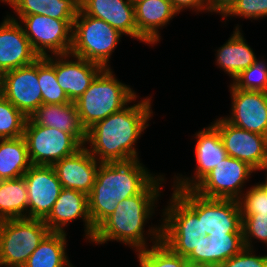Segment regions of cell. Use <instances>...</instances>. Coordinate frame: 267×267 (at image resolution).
<instances>
[{
    "instance_id": "obj_1",
    "label": "cell",
    "mask_w": 267,
    "mask_h": 267,
    "mask_svg": "<svg viewBox=\"0 0 267 267\" xmlns=\"http://www.w3.org/2000/svg\"><path fill=\"white\" fill-rule=\"evenodd\" d=\"M148 96L94 124L86 131L85 148L100 163L139 159L135 144L153 116ZM89 145V146H86Z\"/></svg>"
},
{
    "instance_id": "obj_2",
    "label": "cell",
    "mask_w": 267,
    "mask_h": 267,
    "mask_svg": "<svg viewBox=\"0 0 267 267\" xmlns=\"http://www.w3.org/2000/svg\"><path fill=\"white\" fill-rule=\"evenodd\" d=\"M164 179V175H158L140 194L118 203L115 211L95 229L91 242L102 245L109 241H117L129 246L130 249L133 248L134 251L146 249L160 242L161 224L154 225L155 227L149 225L147 231L144 228L155 213L157 201L160 199L158 197H162L160 195ZM148 239L152 245H148Z\"/></svg>"
},
{
    "instance_id": "obj_3",
    "label": "cell",
    "mask_w": 267,
    "mask_h": 267,
    "mask_svg": "<svg viewBox=\"0 0 267 267\" xmlns=\"http://www.w3.org/2000/svg\"><path fill=\"white\" fill-rule=\"evenodd\" d=\"M140 161L100 163L93 189L88 194V210L96 229L122 200L140 194L156 177Z\"/></svg>"
},
{
    "instance_id": "obj_4",
    "label": "cell",
    "mask_w": 267,
    "mask_h": 267,
    "mask_svg": "<svg viewBox=\"0 0 267 267\" xmlns=\"http://www.w3.org/2000/svg\"><path fill=\"white\" fill-rule=\"evenodd\" d=\"M113 73L112 68H103L74 102L81 125L86 131L137 100L136 91L130 85L120 82Z\"/></svg>"
},
{
    "instance_id": "obj_5",
    "label": "cell",
    "mask_w": 267,
    "mask_h": 267,
    "mask_svg": "<svg viewBox=\"0 0 267 267\" xmlns=\"http://www.w3.org/2000/svg\"><path fill=\"white\" fill-rule=\"evenodd\" d=\"M122 36L123 34L104 20L86 15L79 8L73 22L70 53L95 62L103 68H111L109 59Z\"/></svg>"
},
{
    "instance_id": "obj_6",
    "label": "cell",
    "mask_w": 267,
    "mask_h": 267,
    "mask_svg": "<svg viewBox=\"0 0 267 267\" xmlns=\"http://www.w3.org/2000/svg\"><path fill=\"white\" fill-rule=\"evenodd\" d=\"M49 232L41 219L0 221V267H23Z\"/></svg>"
},
{
    "instance_id": "obj_7",
    "label": "cell",
    "mask_w": 267,
    "mask_h": 267,
    "mask_svg": "<svg viewBox=\"0 0 267 267\" xmlns=\"http://www.w3.org/2000/svg\"><path fill=\"white\" fill-rule=\"evenodd\" d=\"M162 211L161 241L174 253L187 257L202 235L201 219L173 192Z\"/></svg>"
},
{
    "instance_id": "obj_8",
    "label": "cell",
    "mask_w": 267,
    "mask_h": 267,
    "mask_svg": "<svg viewBox=\"0 0 267 267\" xmlns=\"http://www.w3.org/2000/svg\"><path fill=\"white\" fill-rule=\"evenodd\" d=\"M173 192L201 219L202 235L210 232H243L238 200L207 198L192 189Z\"/></svg>"
},
{
    "instance_id": "obj_9",
    "label": "cell",
    "mask_w": 267,
    "mask_h": 267,
    "mask_svg": "<svg viewBox=\"0 0 267 267\" xmlns=\"http://www.w3.org/2000/svg\"><path fill=\"white\" fill-rule=\"evenodd\" d=\"M8 16L13 20H20L18 22L21 23L26 37L39 57L49 56V53L51 55L70 53L74 20H59L39 14Z\"/></svg>"
},
{
    "instance_id": "obj_10",
    "label": "cell",
    "mask_w": 267,
    "mask_h": 267,
    "mask_svg": "<svg viewBox=\"0 0 267 267\" xmlns=\"http://www.w3.org/2000/svg\"><path fill=\"white\" fill-rule=\"evenodd\" d=\"M23 137L32 165L53 166L75 154L83 146L69 133L38 125L27 118Z\"/></svg>"
},
{
    "instance_id": "obj_11",
    "label": "cell",
    "mask_w": 267,
    "mask_h": 267,
    "mask_svg": "<svg viewBox=\"0 0 267 267\" xmlns=\"http://www.w3.org/2000/svg\"><path fill=\"white\" fill-rule=\"evenodd\" d=\"M256 172L248 163L226 156L192 190L207 198L238 200Z\"/></svg>"
},
{
    "instance_id": "obj_12",
    "label": "cell",
    "mask_w": 267,
    "mask_h": 267,
    "mask_svg": "<svg viewBox=\"0 0 267 267\" xmlns=\"http://www.w3.org/2000/svg\"><path fill=\"white\" fill-rule=\"evenodd\" d=\"M213 122L227 156L248 163L256 171L267 170V136L238 128L221 116Z\"/></svg>"
},
{
    "instance_id": "obj_13",
    "label": "cell",
    "mask_w": 267,
    "mask_h": 267,
    "mask_svg": "<svg viewBox=\"0 0 267 267\" xmlns=\"http://www.w3.org/2000/svg\"><path fill=\"white\" fill-rule=\"evenodd\" d=\"M0 94L27 118L42 104L38 59L0 75Z\"/></svg>"
},
{
    "instance_id": "obj_14",
    "label": "cell",
    "mask_w": 267,
    "mask_h": 267,
    "mask_svg": "<svg viewBox=\"0 0 267 267\" xmlns=\"http://www.w3.org/2000/svg\"><path fill=\"white\" fill-rule=\"evenodd\" d=\"M194 135L196 138L195 157L196 168L194 175L191 177L182 174H174L173 190L193 189L212 169L215 168L226 156V150L221 140L218 129L211 123L197 131Z\"/></svg>"
},
{
    "instance_id": "obj_15",
    "label": "cell",
    "mask_w": 267,
    "mask_h": 267,
    "mask_svg": "<svg viewBox=\"0 0 267 267\" xmlns=\"http://www.w3.org/2000/svg\"><path fill=\"white\" fill-rule=\"evenodd\" d=\"M27 186V218L44 220L63 187L53 166L32 165L23 175Z\"/></svg>"
},
{
    "instance_id": "obj_16",
    "label": "cell",
    "mask_w": 267,
    "mask_h": 267,
    "mask_svg": "<svg viewBox=\"0 0 267 267\" xmlns=\"http://www.w3.org/2000/svg\"><path fill=\"white\" fill-rule=\"evenodd\" d=\"M45 58L54 66L57 82L70 102L78 100L103 69L101 65L71 53L49 55Z\"/></svg>"
},
{
    "instance_id": "obj_17",
    "label": "cell",
    "mask_w": 267,
    "mask_h": 267,
    "mask_svg": "<svg viewBox=\"0 0 267 267\" xmlns=\"http://www.w3.org/2000/svg\"><path fill=\"white\" fill-rule=\"evenodd\" d=\"M229 87L231 112L224 119L238 128L267 136V93L237 89L231 83Z\"/></svg>"
},
{
    "instance_id": "obj_18",
    "label": "cell",
    "mask_w": 267,
    "mask_h": 267,
    "mask_svg": "<svg viewBox=\"0 0 267 267\" xmlns=\"http://www.w3.org/2000/svg\"><path fill=\"white\" fill-rule=\"evenodd\" d=\"M243 232H210L200 235L186 257L190 267H219L244 248Z\"/></svg>"
},
{
    "instance_id": "obj_19",
    "label": "cell",
    "mask_w": 267,
    "mask_h": 267,
    "mask_svg": "<svg viewBox=\"0 0 267 267\" xmlns=\"http://www.w3.org/2000/svg\"><path fill=\"white\" fill-rule=\"evenodd\" d=\"M78 218L83 220V236L90 242L95 229L89 216L88 195L78 190L63 188L49 215L43 221L50 231L66 233L65 227Z\"/></svg>"
},
{
    "instance_id": "obj_20",
    "label": "cell",
    "mask_w": 267,
    "mask_h": 267,
    "mask_svg": "<svg viewBox=\"0 0 267 267\" xmlns=\"http://www.w3.org/2000/svg\"><path fill=\"white\" fill-rule=\"evenodd\" d=\"M39 58L21 23L11 19L7 14L0 23V75L32 64Z\"/></svg>"
},
{
    "instance_id": "obj_21",
    "label": "cell",
    "mask_w": 267,
    "mask_h": 267,
    "mask_svg": "<svg viewBox=\"0 0 267 267\" xmlns=\"http://www.w3.org/2000/svg\"><path fill=\"white\" fill-rule=\"evenodd\" d=\"M79 8L86 15L104 20L121 34L149 44L137 31L131 0H79Z\"/></svg>"
},
{
    "instance_id": "obj_22",
    "label": "cell",
    "mask_w": 267,
    "mask_h": 267,
    "mask_svg": "<svg viewBox=\"0 0 267 267\" xmlns=\"http://www.w3.org/2000/svg\"><path fill=\"white\" fill-rule=\"evenodd\" d=\"M99 164L83 146L75 154L56 162L53 168L63 188L88 195L93 189Z\"/></svg>"
},
{
    "instance_id": "obj_23",
    "label": "cell",
    "mask_w": 267,
    "mask_h": 267,
    "mask_svg": "<svg viewBox=\"0 0 267 267\" xmlns=\"http://www.w3.org/2000/svg\"><path fill=\"white\" fill-rule=\"evenodd\" d=\"M134 12L137 31L150 46L160 42L159 29L179 14L171 0H143L134 4Z\"/></svg>"
},
{
    "instance_id": "obj_24",
    "label": "cell",
    "mask_w": 267,
    "mask_h": 267,
    "mask_svg": "<svg viewBox=\"0 0 267 267\" xmlns=\"http://www.w3.org/2000/svg\"><path fill=\"white\" fill-rule=\"evenodd\" d=\"M38 125L53 127L71 134L82 146L86 142V130L81 125L74 102L65 104H41L29 117Z\"/></svg>"
},
{
    "instance_id": "obj_25",
    "label": "cell",
    "mask_w": 267,
    "mask_h": 267,
    "mask_svg": "<svg viewBox=\"0 0 267 267\" xmlns=\"http://www.w3.org/2000/svg\"><path fill=\"white\" fill-rule=\"evenodd\" d=\"M236 25L228 41L215 52V65L228 74L232 81L257 59L253 49L246 42L240 26Z\"/></svg>"
},
{
    "instance_id": "obj_26",
    "label": "cell",
    "mask_w": 267,
    "mask_h": 267,
    "mask_svg": "<svg viewBox=\"0 0 267 267\" xmlns=\"http://www.w3.org/2000/svg\"><path fill=\"white\" fill-rule=\"evenodd\" d=\"M15 16L46 15L59 20H74L79 10V0H4Z\"/></svg>"
},
{
    "instance_id": "obj_27",
    "label": "cell",
    "mask_w": 267,
    "mask_h": 267,
    "mask_svg": "<svg viewBox=\"0 0 267 267\" xmlns=\"http://www.w3.org/2000/svg\"><path fill=\"white\" fill-rule=\"evenodd\" d=\"M67 234L50 231L32 252L23 267H69Z\"/></svg>"
},
{
    "instance_id": "obj_28",
    "label": "cell",
    "mask_w": 267,
    "mask_h": 267,
    "mask_svg": "<svg viewBox=\"0 0 267 267\" xmlns=\"http://www.w3.org/2000/svg\"><path fill=\"white\" fill-rule=\"evenodd\" d=\"M31 166L23 136L0 139V180L21 178Z\"/></svg>"
},
{
    "instance_id": "obj_29",
    "label": "cell",
    "mask_w": 267,
    "mask_h": 267,
    "mask_svg": "<svg viewBox=\"0 0 267 267\" xmlns=\"http://www.w3.org/2000/svg\"><path fill=\"white\" fill-rule=\"evenodd\" d=\"M28 195L24 177L0 180V221L27 218Z\"/></svg>"
},
{
    "instance_id": "obj_30",
    "label": "cell",
    "mask_w": 267,
    "mask_h": 267,
    "mask_svg": "<svg viewBox=\"0 0 267 267\" xmlns=\"http://www.w3.org/2000/svg\"><path fill=\"white\" fill-rule=\"evenodd\" d=\"M136 252L140 267H190L186 257L174 253L162 241Z\"/></svg>"
},
{
    "instance_id": "obj_31",
    "label": "cell",
    "mask_w": 267,
    "mask_h": 267,
    "mask_svg": "<svg viewBox=\"0 0 267 267\" xmlns=\"http://www.w3.org/2000/svg\"><path fill=\"white\" fill-rule=\"evenodd\" d=\"M38 81L42 92V104L70 103L57 82L54 66L45 57L38 59Z\"/></svg>"
},
{
    "instance_id": "obj_32",
    "label": "cell",
    "mask_w": 267,
    "mask_h": 267,
    "mask_svg": "<svg viewBox=\"0 0 267 267\" xmlns=\"http://www.w3.org/2000/svg\"><path fill=\"white\" fill-rule=\"evenodd\" d=\"M27 117L0 94V139L24 134Z\"/></svg>"
},
{
    "instance_id": "obj_33",
    "label": "cell",
    "mask_w": 267,
    "mask_h": 267,
    "mask_svg": "<svg viewBox=\"0 0 267 267\" xmlns=\"http://www.w3.org/2000/svg\"><path fill=\"white\" fill-rule=\"evenodd\" d=\"M256 59L247 69L242 71L233 81L232 85L241 90L261 91L267 93V63Z\"/></svg>"
},
{
    "instance_id": "obj_34",
    "label": "cell",
    "mask_w": 267,
    "mask_h": 267,
    "mask_svg": "<svg viewBox=\"0 0 267 267\" xmlns=\"http://www.w3.org/2000/svg\"><path fill=\"white\" fill-rule=\"evenodd\" d=\"M241 214H267V189L256 183L250 186L238 199Z\"/></svg>"
},
{
    "instance_id": "obj_35",
    "label": "cell",
    "mask_w": 267,
    "mask_h": 267,
    "mask_svg": "<svg viewBox=\"0 0 267 267\" xmlns=\"http://www.w3.org/2000/svg\"><path fill=\"white\" fill-rule=\"evenodd\" d=\"M243 242L246 248L253 249L252 239L267 246V214H242Z\"/></svg>"
},
{
    "instance_id": "obj_36",
    "label": "cell",
    "mask_w": 267,
    "mask_h": 267,
    "mask_svg": "<svg viewBox=\"0 0 267 267\" xmlns=\"http://www.w3.org/2000/svg\"><path fill=\"white\" fill-rule=\"evenodd\" d=\"M238 16L249 20H259L267 17V0H237L232 8L221 17L227 20L228 17Z\"/></svg>"
},
{
    "instance_id": "obj_37",
    "label": "cell",
    "mask_w": 267,
    "mask_h": 267,
    "mask_svg": "<svg viewBox=\"0 0 267 267\" xmlns=\"http://www.w3.org/2000/svg\"><path fill=\"white\" fill-rule=\"evenodd\" d=\"M256 250L244 247L219 267H267V255H256Z\"/></svg>"
},
{
    "instance_id": "obj_38",
    "label": "cell",
    "mask_w": 267,
    "mask_h": 267,
    "mask_svg": "<svg viewBox=\"0 0 267 267\" xmlns=\"http://www.w3.org/2000/svg\"><path fill=\"white\" fill-rule=\"evenodd\" d=\"M171 3L179 13L189 8L196 13L202 11L209 13L206 0H171Z\"/></svg>"
},
{
    "instance_id": "obj_39",
    "label": "cell",
    "mask_w": 267,
    "mask_h": 267,
    "mask_svg": "<svg viewBox=\"0 0 267 267\" xmlns=\"http://www.w3.org/2000/svg\"><path fill=\"white\" fill-rule=\"evenodd\" d=\"M237 0H206L210 13H217L222 17L232 8Z\"/></svg>"
},
{
    "instance_id": "obj_40",
    "label": "cell",
    "mask_w": 267,
    "mask_h": 267,
    "mask_svg": "<svg viewBox=\"0 0 267 267\" xmlns=\"http://www.w3.org/2000/svg\"><path fill=\"white\" fill-rule=\"evenodd\" d=\"M267 189V170H266V178L265 181L261 183Z\"/></svg>"
},
{
    "instance_id": "obj_41",
    "label": "cell",
    "mask_w": 267,
    "mask_h": 267,
    "mask_svg": "<svg viewBox=\"0 0 267 267\" xmlns=\"http://www.w3.org/2000/svg\"><path fill=\"white\" fill-rule=\"evenodd\" d=\"M141 1H143V0H131V2H132L133 4H135V3H137V2H141Z\"/></svg>"
}]
</instances>
